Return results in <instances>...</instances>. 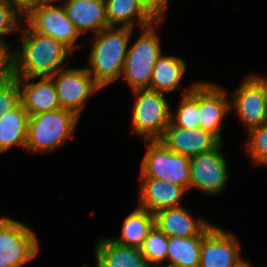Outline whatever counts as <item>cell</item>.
I'll list each match as a JSON object with an SVG mask.
<instances>
[{
	"mask_svg": "<svg viewBox=\"0 0 267 267\" xmlns=\"http://www.w3.org/2000/svg\"><path fill=\"white\" fill-rule=\"evenodd\" d=\"M21 34L22 47L14 53L15 78L51 77L63 69L61 64L72 53L67 46L28 26Z\"/></svg>",
	"mask_w": 267,
	"mask_h": 267,
	"instance_id": "obj_1",
	"label": "cell"
},
{
	"mask_svg": "<svg viewBox=\"0 0 267 267\" xmlns=\"http://www.w3.org/2000/svg\"><path fill=\"white\" fill-rule=\"evenodd\" d=\"M113 28H105L94 35L90 67L86 68L101 88L121 77L133 30L121 25Z\"/></svg>",
	"mask_w": 267,
	"mask_h": 267,
	"instance_id": "obj_2",
	"label": "cell"
},
{
	"mask_svg": "<svg viewBox=\"0 0 267 267\" xmlns=\"http://www.w3.org/2000/svg\"><path fill=\"white\" fill-rule=\"evenodd\" d=\"M78 118L63 108L30 115L25 148L38 153L62 146L73 134Z\"/></svg>",
	"mask_w": 267,
	"mask_h": 267,
	"instance_id": "obj_3",
	"label": "cell"
},
{
	"mask_svg": "<svg viewBox=\"0 0 267 267\" xmlns=\"http://www.w3.org/2000/svg\"><path fill=\"white\" fill-rule=\"evenodd\" d=\"M133 91L137 99L132 112L133 131L147 141L159 140L171 118V110L164 93L150 89Z\"/></svg>",
	"mask_w": 267,
	"mask_h": 267,
	"instance_id": "obj_4",
	"label": "cell"
},
{
	"mask_svg": "<svg viewBox=\"0 0 267 267\" xmlns=\"http://www.w3.org/2000/svg\"><path fill=\"white\" fill-rule=\"evenodd\" d=\"M142 29L144 32L128 48L121 75L127 80L132 90L149 89L153 67L161 54L160 42L153 25Z\"/></svg>",
	"mask_w": 267,
	"mask_h": 267,
	"instance_id": "obj_5",
	"label": "cell"
},
{
	"mask_svg": "<svg viewBox=\"0 0 267 267\" xmlns=\"http://www.w3.org/2000/svg\"><path fill=\"white\" fill-rule=\"evenodd\" d=\"M148 142V151L141 164V178L164 180L189 190V157L172 152L159 140Z\"/></svg>",
	"mask_w": 267,
	"mask_h": 267,
	"instance_id": "obj_6",
	"label": "cell"
},
{
	"mask_svg": "<svg viewBox=\"0 0 267 267\" xmlns=\"http://www.w3.org/2000/svg\"><path fill=\"white\" fill-rule=\"evenodd\" d=\"M35 233L26 225L0 218V267H20L39 251Z\"/></svg>",
	"mask_w": 267,
	"mask_h": 267,
	"instance_id": "obj_7",
	"label": "cell"
},
{
	"mask_svg": "<svg viewBox=\"0 0 267 267\" xmlns=\"http://www.w3.org/2000/svg\"><path fill=\"white\" fill-rule=\"evenodd\" d=\"M53 2L57 0H44L33 9L26 16L27 26L35 32L59 40L73 52L81 47L75 43L80 34L68 19L63 6L51 5Z\"/></svg>",
	"mask_w": 267,
	"mask_h": 267,
	"instance_id": "obj_8",
	"label": "cell"
},
{
	"mask_svg": "<svg viewBox=\"0 0 267 267\" xmlns=\"http://www.w3.org/2000/svg\"><path fill=\"white\" fill-rule=\"evenodd\" d=\"M51 78L55 80L54 85L61 108L74 112L78 117L86 99L101 88L86 68L62 69Z\"/></svg>",
	"mask_w": 267,
	"mask_h": 267,
	"instance_id": "obj_9",
	"label": "cell"
},
{
	"mask_svg": "<svg viewBox=\"0 0 267 267\" xmlns=\"http://www.w3.org/2000/svg\"><path fill=\"white\" fill-rule=\"evenodd\" d=\"M220 143L215 149L189 158V189L199 188L206 193L218 194L228 179L227 164L221 154Z\"/></svg>",
	"mask_w": 267,
	"mask_h": 267,
	"instance_id": "obj_10",
	"label": "cell"
},
{
	"mask_svg": "<svg viewBox=\"0 0 267 267\" xmlns=\"http://www.w3.org/2000/svg\"><path fill=\"white\" fill-rule=\"evenodd\" d=\"M233 96L231 105L248 130L267 122L266 77H247Z\"/></svg>",
	"mask_w": 267,
	"mask_h": 267,
	"instance_id": "obj_11",
	"label": "cell"
},
{
	"mask_svg": "<svg viewBox=\"0 0 267 267\" xmlns=\"http://www.w3.org/2000/svg\"><path fill=\"white\" fill-rule=\"evenodd\" d=\"M233 234L213 226L201 240L199 267H234L240 248Z\"/></svg>",
	"mask_w": 267,
	"mask_h": 267,
	"instance_id": "obj_12",
	"label": "cell"
},
{
	"mask_svg": "<svg viewBox=\"0 0 267 267\" xmlns=\"http://www.w3.org/2000/svg\"><path fill=\"white\" fill-rule=\"evenodd\" d=\"M231 104L226 92L220 87L207 83H198V112L200 128L210 132L221 143V124L223 117L230 110Z\"/></svg>",
	"mask_w": 267,
	"mask_h": 267,
	"instance_id": "obj_13",
	"label": "cell"
},
{
	"mask_svg": "<svg viewBox=\"0 0 267 267\" xmlns=\"http://www.w3.org/2000/svg\"><path fill=\"white\" fill-rule=\"evenodd\" d=\"M159 141L172 152L189 158L209 152L221 143L214 135L201 128L186 129L176 125H169Z\"/></svg>",
	"mask_w": 267,
	"mask_h": 267,
	"instance_id": "obj_14",
	"label": "cell"
},
{
	"mask_svg": "<svg viewBox=\"0 0 267 267\" xmlns=\"http://www.w3.org/2000/svg\"><path fill=\"white\" fill-rule=\"evenodd\" d=\"M154 226L167 237L204 236L213 227L204 220L197 222L182 206L154 213Z\"/></svg>",
	"mask_w": 267,
	"mask_h": 267,
	"instance_id": "obj_15",
	"label": "cell"
},
{
	"mask_svg": "<svg viewBox=\"0 0 267 267\" xmlns=\"http://www.w3.org/2000/svg\"><path fill=\"white\" fill-rule=\"evenodd\" d=\"M15 79L18 81L20 87V102L29 116L61 108L51 77H40L38 82H30V80L35 78ZM27 82L30 83L27 84ZM22 84H24L23 89H21Z\"/></svg>",
	"mask_w": 267,
	"mask_h": 267,
	"instance_id": "obj_16",
	"label": "cell"
},
{
	"mask_svg": "<svg viewBox=\"0 0 267 267\" xmlns=\"http://www.w3.org/2000/svg\"><path fill=\"white\" fill-rule=\"evenodd\" d=\"M62 6L79 34L90 29L96 34L109 27L105 0H67Z\"/></svg>",
	"mask_w": 267,
	"mask_h": 267,
	"instance_id": "obj_17",
	"label": "cell"
},
{
	"mask_svg": "<svg viewBox=\"0 0 267 267\" xmlns=\"http://www.w3.org/2000/svg\"><path fill=\"white\" fill-rule=\"evenodd\" d=\"M143 179L139 207L154 214L158 211L181 206V200L185 188L171 182H165L155 178Z\"/></svg>",
	"mask_w": 267,
	"mask_h": 267,
	"instance_id": "obj_18",
	"label": "cell"
},
{
	"mask_svg": "<svg viewBox=\"0 0 267 267\" xmlns=\"http://www.w3.org/2000/svg\"><path fill=\"white\" fill-rule=\"evenodd\" d=\"M95 257L97 267H150L141 249L117 244L111 238L99 240Z\"/></svg>",
	"mask_w": 267,
	"mask_h": 267,
	"instance_id": "obj_19",
	"label": "cell"
},
{
	"mask_svg": "<svg viewBox=\"0 0 267 267\" xmlns=\"http://www.w3.org/2000/svg\"><path fill=\"white\" fill-rule=\"evenodd\" d=\"M29 114L20 103L15 109L0 115V152L13 145L26 147Z\"/></svg>",
	"mask_w": 267,
	"mask_h": 267,
	"instance_id": "obj_20",
	"label": "cell"
},
{
	"mask_svg": "<svg viewBox=\"0 0 267 267\" xmlns=\"http://www.w3.org/2000/svg\"><path fill=\"white\" fill-rule=\"evenodd\" d=\"M186 72L185 62L175 56H158L153 67L149 89L160 93L174 91Z\"/></svg>",
	"mask_w": 267,
	"mask_h": 267,
	"instance_id": "obj_21",
	"label": "cell"
},
{
	"mask_svg": "<svg viewBox=\"0 0 267 267\" xmlns=\"http://www.w3.org/2000/svg\"><path fill=\"white\" fill-rule=\"evenodd\" d=\"M106 17L109 27L122 24L121 27L133 29L134 16L141 27L149 26L156 21L143 9L138 0H105Z\"/></svg>",
	"mask_w": 267,
	"mask_h": 267,
	"instance_id": "obj_22",
	"label": "cell"
},
{
	"mask_svg": "<svg viewBox=\"0 0 267 267\" xmlns=\"http://www.w3.org/2000/svg\"><path fill=\"white\" fill-rule=\"evenodd\" d=\"M153 227L154 214L138 206L123 221L121 237L111 238V240L123 246L140 249Z\"/></svg>",
	"mask_w": 267,
	"mask_h": 267,
	"instance_id": "obj_23",
	"label": "cell"
},
{
	"mask_svg": "<svg viewBox=\"0 0 267 267\" xmlns=\"http://www.w3.org/2000/svg\"><path fill=\"white\" fill-rule=\"evenodd\" d=\"M203 236L168 237L167 259L176 267H199Z\"/></svg>",
	"mask_w": 267,
	"mask_h": 267,
	"instance_id": "obj_24",
	"label": "cell"
},
{
	"mask_svg": "<svg viewBox=\"0 0 267 267\" xmlns=\"http://www.w3.org/2000/svg\"><path fill=\"white\" fill-rule=\"evenodd\" d=\"M183 94L176 117L171 113L170 124L186 129L200 128L198 112V83ZM175 117V118H174Z\"/></svg>",
	"mask_w": 267,
	"mask_h": 267,
	"instance_id": "obj_25",
	"label": "cell"
},
{
	"mask_svg": "<svg viewBox=\"0 0 267 267\" xmlns=\"http://www.w3.org/2000/svg\"><path fill=\"white\" fill-rule=\"evenodd\" d=\"M140 249L147 264L150 267L157 266V264L167 259L168 237L154 226L145 238Z\"/></svg>",
	"mask_w": 267,
	"mask_h": 267,
	"instance_id": "obj_26",
	"label": "cell"
},
{
	"mask_svg": "<svg viewBox=\"0 0 267 267\" xmlns=\"http://www.w3.org/2000/svg\"><path fill=\"white\" fill-rule=\"evenodd\" d=\"M247 152L257 165H263L267 160V122L249 130Z\"/></svg>",
	"mask_w": 267,
	"mask_h": 267,
	"instance_id": "obj_27",
	"label": "cell"
},
{
	"mask_svg": "<svg viewBox=\"0 0 267 267\" xmlns=\"http://www.w3.org/2000/svg\"><path fill=\"white\" fill-rule=\"evenodd\" d=\"M20 103L18 81L14 78L0 83V115L15 109Z\"/></svg>",
	"mask_w": 267,
	"mask_h": 267,
	"instance_id": "obj_28",
	"label": "cell"
},
{
	"mask_svg": "<svg viewBox=\"0 0 267 267\" xmlns=\"http://www.w3.org/2000/svg\"><path fill=\"white\" fill-rule=\"evenodd\" d=\"M19 15L5 1L0 0V39L3 35L15 32L13 30L19 27Z\"/></svg>",
	"mask_w": 267,
	"mask_h": 267,
	"instance_id": "obj_29",
	"label": "cell"
},
{
	"mask_svg": "<svg viewBox=\"0 0 267 267\" xmlns=\"http://www.w3.org/2000/svg\"><path fill=\"white\" fill-rule=\"evenodd\" d=\"M3 39H0V83L15 78L14 53L8 50V46Z\"/></svg>",
	"mask_w": 267,
	"mask_h": 267,
	"instance_id": "obj_30",
	"label": "cell"
},
{
	"mask_svg": "<svg viewBox=\"0 0 267 267\" xmlns=\"http://www.w3.org/2000/svg\"><path fill=\"white\" fill-rule=\"evenodd\" d=\"M143 9L156 21L161 22L168 0H138Z\"/></svg>",
	"mask_w": 267,
	"mask_h": 267,
	"instance_id": "obj_31",
	"label": "cell"
},
{
	"mask_svg": "<svg viewBox=\"0 0 267 267\" xmlns=\"http://www.w3.org/2000/svg\"><path fill=\"white\" fill-rule=\"evenodd\" d=\"M19 16H27L44 0H5ZM24 14V15H23Z\"/></svg>",
	"mask_w": 267,
	"mask_h": 267,
	"instance_id": "obj_32",
	"label": "cell"
},
{
	"mask_svg": "<svg viewBox=\"0 0 267 267\" xmlns=\"http://www.w3.org/2000/svg\"><path fill=\"white\" fill-rule=\"evenodd\" d=\"M234 267H252L247 261L245 260H239Z\"/></svg>",
	"mask_w": 267,
	"mask_h": 267,
	"instance_id": "obj_33",
	"label": "cell"
},
{
	"mask_svg": "<svg viewBox=\"0 0 267 267\" xmlns=\"http://www.w3.org/2000/svg\"><path fill=\"white\" fill-rule=\"evenodd\" d=\"M153 267H176V266H172V265H169V264H167V265H163V266H153Z\"/></svg>",
	"mask_w": 267,
	"mask_h": 267,
	"instance_id": "obj_34",
	"label": "cell"
},
{
	"mask_svg": "<svg viewBox=\"0 0 267 267\" xmlns=\"http://www.w3.org/2000/svg\"><path fill=\"white\" fill-rule=\"evenodd\" d=\"M266 106H267V78H266Z\"/></svg>",
	"mask_w": 267,
	"mask_h": 267,
	"instance_id": "obj_35",
	"label": "cell"
}]
</instances>
